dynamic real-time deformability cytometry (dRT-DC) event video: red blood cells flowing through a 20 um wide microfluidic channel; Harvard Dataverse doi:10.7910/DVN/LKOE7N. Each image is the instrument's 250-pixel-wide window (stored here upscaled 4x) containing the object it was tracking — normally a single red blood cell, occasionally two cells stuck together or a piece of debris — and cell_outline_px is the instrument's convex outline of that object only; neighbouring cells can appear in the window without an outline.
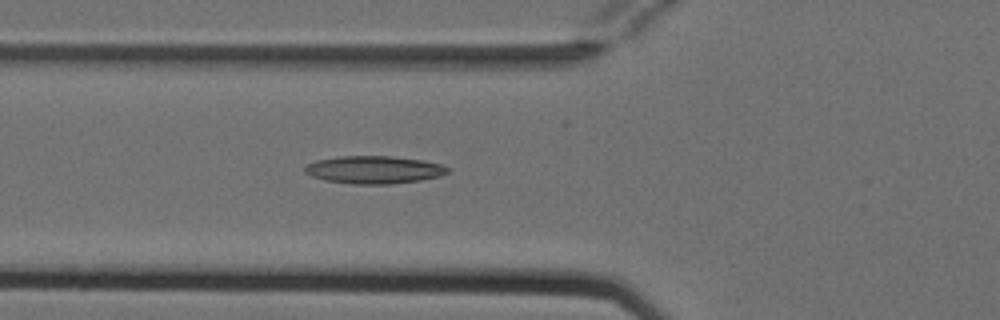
{"species": "Egyptian fruit bat (a non-hibernating species)", "species_latin": "Rousettus aegyptiacus", "temperature_condition": "cold", "stored_images_in_passage": 3, "camera_frame_rate_fps": 3000, "um_per_image_px": 0.085, "animal": {"sex": "female"}, "frame": {"image": 1, "passage_image": 3, "time_ms": 0.667, "image_size_px": [1000, 320], "cell_outline_px": [[448, 172], [440, 176], [420, 180], [388, 184], [352, 184], [324, 180], [312, 176], [304, 172], [304, 168], [308, 164], [316, 160], [340, 156], [392, 156], [424, 160], [440, 164], [448, 168]], "centroid_in_image_um": [31.77, 14.42], "position_along_channel_um": 94.0, "area_um2": 23.0}}